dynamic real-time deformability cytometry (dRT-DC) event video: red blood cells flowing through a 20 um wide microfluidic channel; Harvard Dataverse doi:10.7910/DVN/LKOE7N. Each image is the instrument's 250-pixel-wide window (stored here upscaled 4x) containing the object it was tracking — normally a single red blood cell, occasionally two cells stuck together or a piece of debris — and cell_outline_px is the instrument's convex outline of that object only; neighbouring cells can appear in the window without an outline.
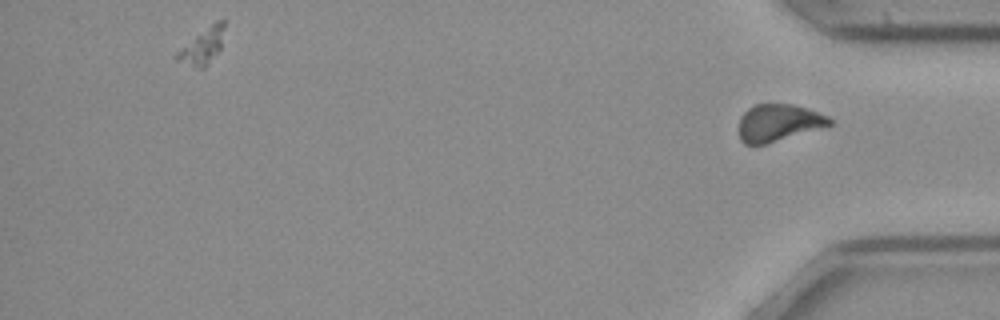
{"species": "common noctule bat (a hibernating species)", "species_latin": "Nyctalus noctula", "temperature_condition": "cold", "stored_images_in_passage": 34, "camera_frame_rate_fps": 3000, "um_per_image_px": 0.085, "animal": {"sex": "female", "body_mass_g": 21.9}, "frame": {"image": 1, "passage_image": 34, "time_ms": 11.0, "image_size_px": [1000, 320], "cell_outline_px": [[832, 124], [768, 144], [744, 144], [740, 140], [740, 116], [752, 104], [792, 104], [808, 108], [828, 116], [832, 120]], "centroid_in_image_um": [66.16, 10.42], "position_along_channel_um": 369.0, "area_um2": 19.59}}